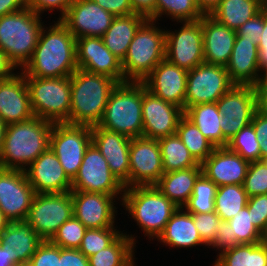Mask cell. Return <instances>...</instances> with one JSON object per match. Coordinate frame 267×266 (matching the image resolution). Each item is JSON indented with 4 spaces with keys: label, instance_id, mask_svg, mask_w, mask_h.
Listing matches in <instances>:
<instances>
[{
    "label": "cell",
    "instance_id": "cell-1",
    "mask_svg": "<svg viewBox=\"0 0 267 266\" xmlns=\"http://www.w3.org/2000/svg\"><path fill=\"white\" fill-rule=\"evenodd\" d=\"M41 28L32 58L22 68L24 77L61 78L77 69L76 38L60 21Z\"/></svg>",
    "mask_w": 267,
    "mask_h": 266
},
{
    "label": "cell",
    "instance_id": "cell-2",
    "mask_svg": "<svg viewBox=\"0 0 267 266\" xmlns=\"http://www.w3.org/2000/svg\"><path fill=\"white\" fill-rule=\"evenodd\" d=\"M54 123L37 116L6 127L0 168L25 170L49 147Z\"/></svg>",
    "mask_w": 267,
    "mask_h": 266
},
{
    "label": "cell",
    "instance_id": "cell-3",
    "mask_svg": "<svg viewBox=\"0 0 267 266\" xmlns=\"http://www.w3.org/2000/svg\"><path fill=\"white\" fill-rule=\"evenodd\" d=\"M118 83L104 75L78 68L71 75V107L68 124L98 125L109 95Z\"/></svg>",
    "mask_w": 267,
    "mask_h": 266
},
{
    "label": "cell",
    "instance_id": "cell-4",
    "mask_svg": "<svg viewBox=\"0 0 267 266\" xmlns=\"http://www.w3.org/2000/svg\"><path fill=\"white\" fill-rule=\"evenodd\" d=\"M120 205L150 241L159 237L178 209L155 185L125 188Z\"/></svg>",
    "mask_w": 267,
    "mask_h": 266
},
{
    "label": "cell",
    "instance_id": "cell-5",
    "mask_svg": "<svg viewBox=\"0 0 267 266\" xmlns=\"http://www.w3.org/2000/svg\"><path fill=\"white\" fill-rule=\"evenodd\" d=\"M143 82L118 83L111 91L103 116L97 126L129 138L143 134Z\"/></svg>",
    "mask_w": 267,
    "mask_h": 266
},
{
    "label": "cell",
    "instance_id": "cell-6",
    "mask_svg": "<svg viewBox=\"0 0 267 266\" xmlns=\"http://www.w3.org/2000/svg\"><path fill=\"white\" fill-rule=\"evenodd\" d=\"M44 24L28 7L0 17V50L19 70L32 58Z\"/></svg>",
    "mask_w": 267,
    "mask_h": 266
},
{
    "label": "cell",
    "instance_id": "cell-7",
    "mask_svg": "<svg viewBox=\"0 0 267 266\" xmlns=\"http://www.w3.org/2000/svg\"><path fill=\"white\" fill-rule=\"evenodd\" d=\"M159 24L147 19L137 30L121 61L125 82H142L165 59L166 33Z\"/></svg>",
    "mask_w": 267,
    "mask_h": 266
},
{
    "label": "cell",
    "instance_id": "cell-8",
    "mask_svg": "<svg viewBox=\"0 0 267 266\" xmlns=\"http://www.w3.org/2000/svg\"><path fill=\"white\" fill-rule=\"evenodd\" d=\"M34 116L52 123H67L71 107V76L25 77Z\"/></svg>",
    "mask_w": 267,
    "mask_h": 266
},
{
    "label": "cell",
    "instance_id": "cell-9",
    "mask_svg": "<svg viewBox=\"0 0 267 266\" xmlns=\"http://www.w3.org/2000/svg\"><path fill=\"white\" fill-rule=\"evenodd\" d=\"M124 190V186L109 169L107 160L91 142L85 150L78 173L72 180L71 191L112 195L121 204Z\"/></svg>",
    "mask_w": 267,
    "mask_h": 266
},
{
    "label": "cell",
    "instance_id": "cell-10",
    "mask_svg": "<svg viewBox=\"0 0 267 266\" xmlns=\"http://www.w3.org/2000/svg\"><path fill=\"white\" fill-rule=\"evenodd\" d=\"M73 217L71 191L35 194L26 221L43 241H50L59 227Z\"/></svg>",
    "mask_w": 267,
    "mask_h": 266
},
{
    "label": "cell",
    "instance_id": "cell-11",
    "mask_svg": "<svg viewBox=\"0 0 267 266\" xmlns=\"http://www.w3.org/2000/svg\"><path fill=\"white\" fill-rule=\"evenodd\" d=\"M91 142L90 126L54 123L49 147L58 157L65 174L71 181L77 175L85 150Z\"/></svg>",
    "mask_w": 267,
    "mask_h": 266
},
{
    "label": "cell",
    "instance_id": "cell-12",
    "mask_svg": "<svg viewBox=\"0 0 267 266\" xmlns=\"http://www.w3.org/2000/svg\"><path fill=\"white\" fill-rule=\"evenodd\" d=\"M216 104L222 115L219 123L223 137L229 141L252 122L258 109L257 89L250 85H234Z\"/></svg>",
    "mask_w": 267,
    "mask_h": 266
},
{
    "label": "cell",
    "instance_id": "cell-13",
    "mask_svg": "<svg viewBox=\"0 0 267 266\" xmlns=\"http://www.w3.org/2000/svg\"><path fill=\"white\" fill-rule=\"evenodd\" d=\"M181 23L178 30H165V59L187 71L204 62L202 18Z\"/></svg>",
    "mask_w": 267,
    "mask_h": 266
},
{
    "label": "cell",
    "instance_id": "cell-14",
    "mask_svg": "<svg viewBox=\"0 0 267 266\" xmlns=\"http://www.w3.org/2000/svg\"><path fill=\"white\" fill-rule=\"evenodd\" d=\"M233 86L224 66L197 65L188 71L184 111L196 104L217 102Z\"/></svg>",
    "mask_w": 267,
    "mask_h": 266
},
{
    "label": "cell",
    "instance_id": "cell-15",
    "mask_svg": "<svg viewBox=\"0 0 267 266\" xmlns=\"http://www.w3.org/2000/svg\"><path fill=\"white\" fill-rule=\"evenodd\" d=\"M130 177L124 188L156 185L164 174L158 140L131 138L129 147Z\"/></svg>",
    "mask_w": 267,
    "mask_h": 266
},
{
    "label": "cell",
    "instance_id": "cell-16",
    "mask_svg": "<svg viewBox=\"0 0 267 266\" xmlns=\"http://www.w3.org/2000/svg\"><path fill=\"white\" fill-rule=\"evenodd\" d=\"M35 194L24 170L0 168V209L10 222L26 219Z\"/></svg>",
    "mask_w": 267,
    "mask_h": 266
},
{
    "label": "cell",
    "instance_id": "cell-17",
    "mask_svg": "<svg viewBox=\"0 0 267 266\" xmlns=\"http://www.w3.org/2000/svg\"><path fill=\"white\" fill-rule=\"evenodd\" d=\"M115 16L93 0H75L60 21L76 38L102 37Z\"/></svg>",
    "mask_w": 267,
    "mask_h": 266
},
{
    "label": "cell",
    "instance_id": "cell-18",
    "mask_svg": "<svg viewBox=\"0 0 267 266\" xmlns=\"http://www.w3.org/2000/svg\"><path fill=\"white\" fill-rule=\"evenodd\" d=\"M183 115L184 111L180 107L154 95L143 83V137L159 140L176 134L178 122Z\"/></svg>",
    "mask_w": 267,
    "mask_h": 266
},
{
    "label": "cell",
    "instance_id": "cell-19",
    "mask_svg": "<svg viewBox=\"0 0 267 266\" xmlns=\"http://www.w3.org/2000/svg\"><path fill=\"white\" fill-rule=\"evenodd\" d=\"M76 63L87 72L108 76L117 83L125 82L121 60L105 46L102 37L76 39Z\"/></svg>",
    "mask_w": 267,
    "mask_h": 266
},
{
    "label": "cell",
    "instance_id": "cell-20",
    "mask_svg": "<svg viewBox=\"0 0 267 266\" xmlns=\"http://www.w3.org/2000/svg\"><path fill=\"white\" fill-rule=\"evenodd\" d=\"M73 216L87 229L115 226L117 199L112 195L71 191ZM115 205V206H114Z\"/></svg>",
    "mask_w": 267,
    "mask_h": 266
},
{
    "label": "cell",
    "instance_id": "cell-21",
    "mask_svg": "<svg viewBox=\"0 0 267 266\" xmlns=\"http://www.w3.org/2000/svg\"><path fill=\"white\" fill-rule=\"evenodd\" d=\"M24 171L37 194L65 193L72 190V181L65 174L58 157L50 147Z\"/></svg>",
    "mask_w": 267,
    "mask_h": 266
},
{
    "label": "cell",
    "instance_id": "cell-22",
    "mask_svg": "<svg viewBox=\"0 0 267 266\" xmlns=\"http://www.w3.org/2000/svg\"><path fill=\"white\" fill-rule=\"evenodd\" d=\"M188 71L161 61L142 81L147 90L184 111Z\"/></svg>",
    "mask_w": 267,
    "mask_h": 266
},
{
    "label": "cell",
    "instance_id": "cell-23",
    "mask_svg": "<svg viewBox=\"0 0 267 266\" xmlns=\"http://www.w3.org/2000/svg\"><path fill=\"white\" fill-rule=\"evenodd\" d=\"M91 130L92 143L107 160L112 174L124 186L130 177L129 147L131 138L97 125L92 126Z\"/></svg>",
    "mask_w": 267,
    "mask_h": 266
},
{
    "label": "cell",
    "instance_id": "cell-24",
    "mask_svg": "<svg viewBox=\"0 0 267 266\" xmlns=\"http://www.w3.org/2000/svg\"><path fill=\"white\" fill-rule=\"evenodd\" d=\"M250 162L226 147H217L201 164L202 173L217 187L243 185Z\"/></svg>",
    "mask_w": 267,
    "mask_h": 266
},
{
    "label": "cell",
    "instance_id": "cell-25",
    "mask_svg": "<svg viewBox=\"0 0 267 266\" xmlns=\"http://www.w3.org/2000/svg\"><path fill=\"white\" fill-rule=\"evenodd\" d=\"M0 116L6 125L34 116L28 86L21 70L10 78L0 80Z\"/></svg>",
    "mask_w": 267,
    "mask_h": 266
},
{
    "label": "cell",
    "instance_id": "cell-26",
    "mask_svg": "<svg viewBox=\"0 0 267 266\" xmlns=\"http://www.w3.org/2000/svg\"><path fill=\"white\" fill-rule=\"evenodd\" d=\"M259 51L255 41L236 36L232 54L228 61L227 72L234 85L255 86L259 80Z\"/></svg>",
    "mask_w": 267,
    "mask_h": 266
},
{
    "label": "cell",
    "instance_id": "cell-27",
    "mask_svg": "<svg viewBox=\"0 0 267 266\" xmlns=\"http://www.w3.org/2000/svg\"><path fill=\"white\" fill-rule=\"evenodd\" d=\"M204 62L226 67L236 39V31L210 15L202 17Z\"/></svg>",
    "mask_w": 267,
    "mask_h": 266
},
{
    "label": "cell",
    "instance_id": "cell-28",
    "mask_svg": "<svg viewBox=\"0 0 267 266\" xmlns=\"http://www.w3.org/2000/svg\"><path fill=\"white\" fill-rule=\"evenodd\" d=\"M42 242L26 220L10 222L0 234V245L9 248L15 266H26Z\"/></svg>",
    "mask_w": 267,
    "mask_h": 266
},
{
    "label": "cell",
    "instance_id": "cell-29",
    "mask_svg": "<svg viewBox=\"0 0 267 266\" xmlns=\"http://www.w3.org/2000/svg\"><path fill=\"white\" fill-rule=\"evenodd\" d=\"M157 241L163 243V246L174 247L175 249H189L202 245L208 248L199 236L191 213L183 207H178L172 214Z\"/></svg>",
    "mask_w": 267,
    "mask_h": 266
},
{
    "label": "cell",
    "instance_id": "cell-30",
    "mask_svg": "<svg viewBox=\"0 0 267 266\" xmlns=\"http://www.w3.org/2000/svg\"><path fill=\"white\" fill-rule=\"evenodd\" d=\"M202 166L164 173L155 185L160 192L178 207H184L193 193Z\"/></svg>",
    "mask_w": 267,
    "mask_h": 266
},
{
    "label": "cell",
    "instance_id": "cell-31",
    "mask_svg": "<svg viewBox=\"0 0 267 266\" xmlns=\"http://www.w3.org/2000/svg\"><path fill=\"white\" fill-rule=\"evenodd\" d=\"M147 19L140 13L115 17L102 36L105 46L122 61L137 30Z\"/></svg>",
    "mask_w": 267,
    "mask_h": 266
},
{
    "label": "cell",
    "instance_id": "cell-32",
    "mask_svg": "<svg viewBox=\"0 0 267 266\" xmlns=\"http://www.w3.org/2000/svg\"><path fill=\"white\" fill-rule=\"evenodd\" d=\"M265 7V0H221L210 16L229 29L237 31Z\"/></svg>",
    "mask_w": 267,
    "mask_h": 266
},
{
    "label": "cell",
    "instance_id": "cell-33",
    "mask_svg": "<svg viewBox=\"0 0 267 266\" xmlns=\"http://www.w3.org/2000/svg\"><path fill=\"white\" fill-rule=\"evenodd\" d=\"M184 115L197 126L215 148L227 146L228 141L223 137L219 123L222 115L216 102L190 106L184 111Z\"/></svg>",
    "mask_w": 267,
    "mask_h": 266
},
{
    "label": "cell",
    "instance_id": "cell-34",
    "mask_svg": "<svg viewBox=\"0 0 267 266\" xmlns=\"http://www.w3.org/2000/svg\"><path fill=\"white\" fill-rule=\"evenodd\" d=\"M136 237L123 232L110 246L88 257L89 266H137Z\"/></svg>",
    "mask_w": 267,
    "mask_h": 266
},
{
    "label": "cell",
    "instance_id": "cell-35",
    "mask_svg": "<svg viewBox=\"0 0 267 266\" xmlns=\"http://www.w3.org/2000/svg\"><path fill=\"white\" fill-rule=\"evenodd\" d=\"M212 266H267V247L261 243L236 245L216 255Z\"/></svg>",
    "mask_w": 267,
    "mask_h": 266
},
{
    "label": "cell",
    "instance_id": "cell-36",
    "mask_svg": "<svg viewBox=\"0 0 267 266\" xmlns=\"http://www.w3.org/2000/svg\"><path fill=\"white\" fill-rule=\"evenodd\" d=\"M164 173L196 167L199 163L190 154L177 134L158 140Z\"/></svg>",
    "mask_w": 267,
    "mask_h": 266
},
{
    "label": "cell",
    "instance_id": "cell-37",
    "mask_svg": "<svg viewBox=\"0 0 267 266\" xmlns=\"http://www.w3.org/2000/svg\"><path fill=\"white\" fill-rule=\"evenodd\" d=\"M176 134L199 164H202L215 149L213 144L185 115L178 122Z\"/></svg>",
    "mask_w": 267,
    "mask_h": 266
},
{
    "label": "cell",
    "instance_id": "cell-38",
    "mask_svg": "<svg viewBox=\"0 0 267 266\" xmlns=\"http://www.w3.org/2000/svg\"><path fill=\"white\" fill-rule=\"evenodd\" d=\"M248 198L243 185L229 184L217 187L214 199L215 212L223 221H229L247 205Z\"/></svg>",
    "mask_w": 267,
    "mask_h": 266
},
{
    "label": "cell",
    "instance_id": "cell-39",
    "mask_svg": "<svg viewBox=\"0 0 267 266\" xmlns=\"http://www.w3.org/2000/svg\"><path fill=\"white\" fill-rule=\"evenodd\" d=\"M165 15L173 22L196 21L204 16L196 0H157L156 21Z\"/></svg>",
    "mask_w": 267,
    "mask_h": 266
},
{
    "label": "cell",
    "instance_id": "cell-40",
    "mask_svg": "<svg viewBox=\"0 0 267 266\" xmlns=\"http://www.w3.org/2000/svg\"><path fill=\"white\" fill-rule=\"evenodd\" d=\"M217 186L203 173L195 182L193 193L184 209L189 213H210L215 211L214 199Z\"/></svg>",
    "mask_w": 267,
    "mask_h": 266
},
{
    "label": "cell",
    "instance_id": "cell-41",
    "mask_svg": "<svg viewBox=\"0 0 267 266\" xmlns=\"http://www.w3.org/2000/svg\"><path fill=\"white\" fill-rule=\"evenodd\" d=\"M260 140L253 125L242 128L228 141L227 147L249 162L261 161Z\"/></svg>",
    "mask_w": 267,
    "mask_h": 266
},
{
    "label": "cell",
    "instance_id": "cell-42",
    "mask_svg": "<svg viewBox=\"0 0 267 266\" xmlns=\"http://www.w3.org/2000/svg\"><path fill=\"white\" fill-rule=\"evenodd\" d=\"M227 222L232 232V248L239 244L260 242V231L252 224L251 211L247 206Z\"/></svg>",
    "mask_w": 267,
    "mask_h": 266
},
{
    "label": "cell",
    "instance_id": "cell-43",
    "mask_svg": "<svg viewBox=\"0 0 267 266\" xmlns=\"http://www.w3.org/2000/svg\"><path fill=\"white\" fill-rule=\"evenodd\" d=\"M117 225L107 228L86 229L79 250L88 258L102 249L110 246L123 231L117 230Z\"/></svg>",
    "mask_w": 267,
    "mask_h": 266
},
{
    "label": "cell",
    "instance_id": "cell-44",
    "mask_svg": "<svg viewBox=\"0 0 267 266\" xmlns=\"http://www.w3.org/2000/svg\"><path fill=\"white\" fill-rule=\"evenodd\" d=\"M86 229L84 224L73 216L59 227L50 242L60 248L78 249Z\"/></svg>",
    "mask_w": 267,
    "mask_h": 266
},
{
    "label": "cell",
    "instance_id": "cell-45",
    "mask_svg": "<svg viewBox=\"0 0 267 266\" xmlns=\"http://www.w3.org/2000/svg\"><path fill=\"white\" fill-rule=\"evenodd\" d=\"M243 187L248 197L267 194V164L264 161L250 162Z\"/></svg>",
    "mask_w": 267,
    "mask_h": 266
},
{
    "label": "cell",
    "instance_id": "cell-46",
    "mask_svg": "<svg viewBox=\"0 0 267 266\" xmlns=\"http://www.w3.org/2000/svg\"><path fill=\"white\" fill-rule=\"evenodd\" d=\"M202 241L209 246L216 238V232L223 221L215 211L210 213H191Z\"/></svg>",
    "mask_w": 267,
    "mask_h": 266
},
{
    "label": "cell",
    "instance_id": "cell-47",
    "mask_svg": "<svg viewBox=\"0 0 267 266\" xmlns=\"http://www.w3.org/2000/svg\"><path fill=\"white\" fill-rule=\"evenodd\" d=\"M26 266H60V247L43 241Z\"/></svg>",
    "mask_w": 267,
    "mask_h": 266
},
{
    "label": "cell",
    "instance_id": "cell-48",
    "mask_svg": "<svg viewBox=\"0 0 267 266\" xmlns=\"http://www.w3.org/2000/svg\"><path fill=\"white\" fill-rule=\"evenodd\" d=\"M74 1L75 0H28L27 7L39 16H42L45 12L53 13L56 9L57 12H60L57 20H60Z\"/></svg>",
    "mask_w": 267,
    "mask_h": 266
},
{
    "label": "cell",
    "instance_id": "cell-49",
    "mask_svg": "<svg viewBox=\"0 0 267 266\" xmlns=\"http://www.w3.org/2000/svg\"><path fill=\"white\" fill-rule=\"evenodd\" d=\"M246 206L251 211L252 224L261 232L267 221V194L249 197Z\"/></svg>",
    "mask_w": 267,
    "mask_h": 266
},
{
    "label": "cell",
    "instance_id": "cell-50",
    "mask_svg": "<svg viewBox=\"0 0 267 266\" xmlns=\"http://www.w3.org/2000/svg\"><path fill=\"white\" fill-rule=\"evenodd\" d=\"M263 32V9L255 15L253 18L246 21L242 26H240L236 35L241 36L245 40L255 41L258 45Z\"/></svg>",
    "mask_w": 267,
    "mask_h": 266
},
{
    "label": "cell",
    "instance_id": "cell-51",
    "mask_svg": "<svg viewBox=\"0 0 267 266\" xmlns=\"http://www.w3.org/2000/svg\"><path fill=\"white\" fill-rule=\"evenodd\" d=\"M251 124L260 140L261 161L267 159V113L259 108L255 111Z\"/></svg>",
    "mask_w": 267,
    "mask_h": 266
},
{
    "label": "cell",
    "instance_id": "cell-52",
    "mask_svg": "<svg viewBox=\"0 0 267 266\" xmlns=\"http://www.w3.org/2000/svg\"><path fill=\"white\" fill-rule=\"evenodd\" d=\"M115 17L134 14L130 0H93Z\"/></svg>",
    "mask_w": 267,
    "mask_h": 266
},
{
    "label": "cell",
    "instance_id": "cell-53",
    "mask_svg": "<svg viewBox=\"0 0 267 266\" xmlns=\"http://www.w3.org/2000/svg\"><path fill=\"white\" fill-rule=\"evenodd\" d=\"M217 251L219 254L227 249L232 248V232L231 227L227 221H222L219 225L218 231L216 232L215 240L208 246Z\"/></svg>",
    "mask_w": 267,
    "mask_h": 266
},
{
    "label": "cell",
    "instance_id": "cell-54",
    "mask_svg": "<svg viewBox=\"0 0 267 266\" xmlns=\"http://www.w3.org/2000/svg\"><path fill=\"white\" fill-rule=\"evenodd\" d=\"M60 266H89V259L79 249L60 248Z\"/></svg>",
    "mask_w": 267,
    "mask_h": 266
},
{
    "label": "cell",
    "instance_id": "cell-55",
    "mask_svg": "<svg viewBox=\"0 0 267 266\" xmlns=\"http://www.w3.org/2000/svg\"><path fill=\"white\" fill-rule=\"evenodd\" d=\"M157 0H130L135 13H140L148 19L156 21Z\"/></svg>",
    "mask_w": 267,
    "mask_h": 266
},
{
    "label": "cell",
    "instance_id": "cell-56",
    "mask_svg": "<svg viewBox=\"0 0 267 266\" xmlns=\"http://www.w3.org/2000/svg\"><path fill=\"white\" fill-rule=\"evenodd\" d=\"M259 67L262 69L267 64V7L263 8V32L258 44Z\"/></svg>",
    "mask_w": 267,
    "mask_h": 266
},
{
    "label": "cell",
    "instance_id": "cell-57",
    "mask_svg": "<svg viewBox=\"0 0 267 266\" xmlns=\"http://www.w3.org/2000/svg\"><path fill=\"white\" fill-rule=\"evenodd\" d=\"M28 6V0H0V17L15 13Z\"/></svg>",
    "mask_w": 267,
    "mask_h": 266
},
{
    "label": "cell",
    "instance_id": "cell-58",
    "mask_svg": "<svg viewBox=\"0 0 267 266\" xmlns=\"http://www.w3.org/2000/svg\"><path fill=\"white\" fill-rule=\"evenodd\" d=\"M16 70L19 69L9 59L7 54H5L2 50H0V80H4L14 76L17 73Z\"/></svg>",
    "mask_w": 267,
    "mask_h": 266
},
{
    "label": "cell",
    "instance_id": "cell-59",
    "mask_svg": "<svg viewBox=\"0 0 267 266\" xmlns=\"http://www.w3.org/2000/svg\"><path fill=\"white\" fill-rule=\"evenodd\" d=\"M256 89L258 94V108L267 113V81H258Z\"/></svg>",
    "mask_w": 267,
    "mask_h": 266
},
{
    "label": "cell",
    "instance_id": "cell-60",
    "mask_svg": "<svg viewBox=\"0 0 267 266\" xmlns=\"http://www.w3.org/2000/svg\"><path fill=\"white\" fill-rule=\"evenodd\" d=\"M198 8L204 15H210L221 0H196Z\"/></svg>",
    "mask_w": 267,
    "mask_h": 266
},
{
    "label": "cell",
    "instance_id": "cell-61",
    "mask_svg": "<svg viewBox=\"0 0 267 266\" xmlns=\"http://www.w3.org/2000/svg\"><path fill=\"white\" fill-rule=\"evenodd\" d=\"M0 266H15L11 262V254L9 248L0 245Z\"/></svg>",
    "mask_w": 267,
    "mask_h": 266
},
{
    "label": "cell",
    "instance_id": "cell-62",
    "mask_svg": "<svg viewBox=\"0 0 267 266\" xmlns=\"http://www.w3.org/2000/svg\"><path fill=\"white\" fill-rule=\"evenodd\" d=\"M6 127H7V125L5 124V122L3 121V119L0 116V154H1V151L3 148V142L5 139Z\"/></svg>",
    "mask_w": 267,
    "mask_h": 266
},
{
    "label": "cell",
    "instance_id": "cell-63",
    "mask_svg": "<svg viewBox=\"0 0 267 266\" xmlns=\"http://www.w3.org/2000/svg\"><path fill=\"white\" fill-rule=\"evenodd\" d=\"M10 221L6 218L2 210L0 209V234L7 227Z\"/></svg>",
    "mask_w": 267,
    "mask_h": 266
},
{
    "label": "cell",
    "instance_id": "cell-64",
    "mask_svg": "<svg viewBox=\"0 0 267 266\" xmlns=\"http://www.w3.org/2000/svg\"><path fill=\"white\" fill-rule=\"evenodd\" d=\"M259 243H261L267 247V221H266L263 229L260 232V242Z\"/></svg>",
    "mask_w": 267,
    "mask_h": 266
},
{
    "label": "cell",
    "instance_id": "cell-65",
    "mask_svg": "<svg viewBox=\"0 0 267 266\" xmlns=\"http://www.w3.org/2000/svg\"><path fill=\"white\" fill-rule=\"evenodd\" d=\"M260 73L261 74L258 81H267V64L261 69Z\"/></svg>",
    "mask_w": 267,
    "mask_h": 266
}]
</instances>
